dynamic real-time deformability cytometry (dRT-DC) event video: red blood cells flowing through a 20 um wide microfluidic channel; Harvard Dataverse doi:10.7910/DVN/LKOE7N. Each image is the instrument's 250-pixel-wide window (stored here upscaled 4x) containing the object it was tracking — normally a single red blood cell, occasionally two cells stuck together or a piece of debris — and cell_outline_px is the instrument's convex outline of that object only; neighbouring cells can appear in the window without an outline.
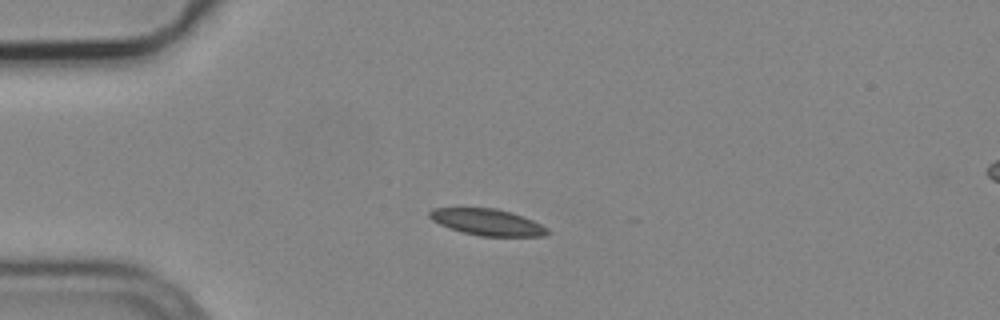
{"species": "common noctule bat (a hibernating species)", "species_latin": "Nyctalus noctula", "temperature_condition": "cold", "stored_images_in_passage": 5, "camera_frame_rate_fps": 3000, "um_per_image_px": 0.085, "animal": {"sex": "male", "body_mass_g": 19.2, "forearm_length_mm": 51.8}, "frame": {"image": 1, "passage_image": 3, "time_ms": 0.667, "image_size_px": [1000, 320], "cell_outline_px": [[552, 232], [544, 236], [480, 236], [464, 232], [440, 224], [432, 220], [428, 216], [428, 212], [432, 208], [496, 208], [512, 212], [532, 220], [548, 228]], "centroid_in_image_um": [41.45, 18.88], "position_along_channel_um": 43.6, "area_um2": 18.09}}